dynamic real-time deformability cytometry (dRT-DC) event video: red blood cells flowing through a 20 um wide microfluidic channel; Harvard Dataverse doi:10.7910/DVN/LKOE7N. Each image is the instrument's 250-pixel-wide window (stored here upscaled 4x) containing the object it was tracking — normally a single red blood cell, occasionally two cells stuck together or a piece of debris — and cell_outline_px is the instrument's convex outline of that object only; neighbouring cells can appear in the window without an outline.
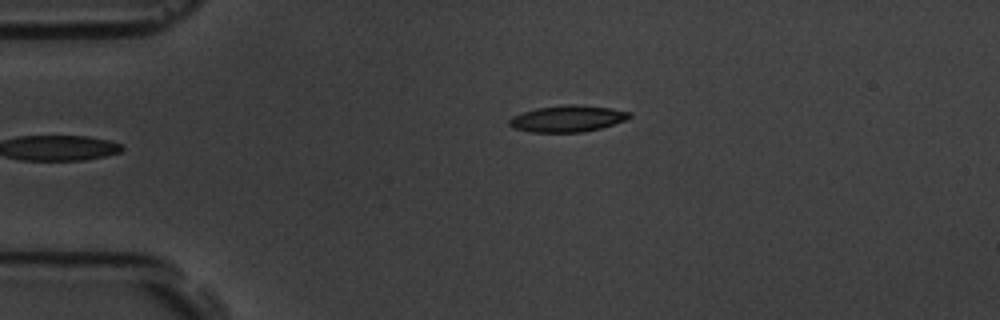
{"species": "common noctule bat (a hibernating species)", "species_latin": "Nyctalus noctula", "temperature_condition": "room temperature", "stored_images_in_passage": 39, "camera_frame_rate_fps": 3000, "um_per_image_px": 0.085, "animal": {"sex": "male", "body_mass_g": 19.5, "forearm_length_mm": 54.6}, "frame": {"image": 1, "passage_image": 1, "time_ms": 0.0, "image_size_px": [1000, 320], "cell_outline_px": [[632, 116], [624, 120], [600, 128], [584, 132], [532, 132], [512, 128], [508, 124], [508, 120], [512, 116], [536, 108], [572, 104], [612, 108], [632, 112]], "centroid_in_image_um": [48.22, 10.09], "position_along_channel_um": 36.8, "area_um2": 18.44}}
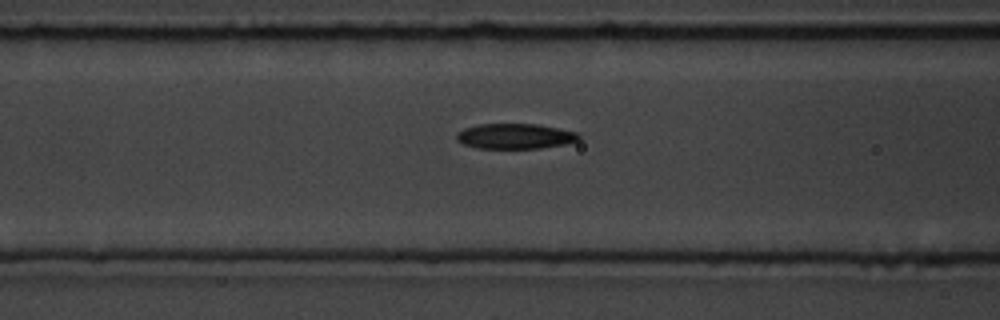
{"frame": {"image": 2, "passage_image": 11, "time_ms": 3.333, "image_size_px": [1000, 320], "cell_outline_px": [[580, 140], [564, 144], [540, 148], [476, 148], [464, 144], [456, 140], [456, 136], [464, 128], [480, 124], [536, 124], [576, 132], [580, 136]], "centroid_in_image_um": [43.78, 11.58], "position_along_channel_um": 122.8, "area_um2": 17.8}}
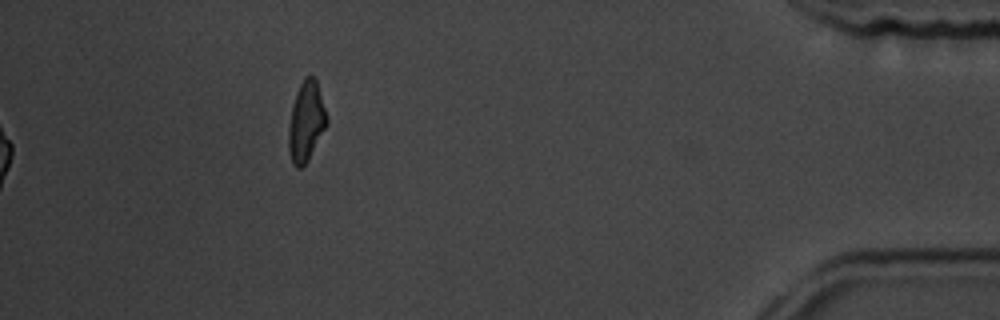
{"frame": {"image": 3, "passage_image": 39, "time_ms": 12.667, "image_size_px": [1000, 320], "cell_outline_px": [[328, 124], [308, 160], [300, 168], [296, 168], [292, 164], [288, 152], [288, 128], [292, 104], [296, 92], [304, 76], [312, 76], [316, 80], [328, 120]], "centroid_in_image_um": [26.0, 10.36], "position_along_channel_um": 409.2, "area_um2": 17.86}, "authors_computed_cell_mechanics": {"area_um2": 18.3226, "velocity_mm_per_s": 3.6683, "shape_relaxation_time_tau1_ms": 4.1075, "shape_relaxation_time_tau2_ms": 3.7697, "deformation_change_tau1": 0.1594, "deformation_change_tau2": 0.1148}}